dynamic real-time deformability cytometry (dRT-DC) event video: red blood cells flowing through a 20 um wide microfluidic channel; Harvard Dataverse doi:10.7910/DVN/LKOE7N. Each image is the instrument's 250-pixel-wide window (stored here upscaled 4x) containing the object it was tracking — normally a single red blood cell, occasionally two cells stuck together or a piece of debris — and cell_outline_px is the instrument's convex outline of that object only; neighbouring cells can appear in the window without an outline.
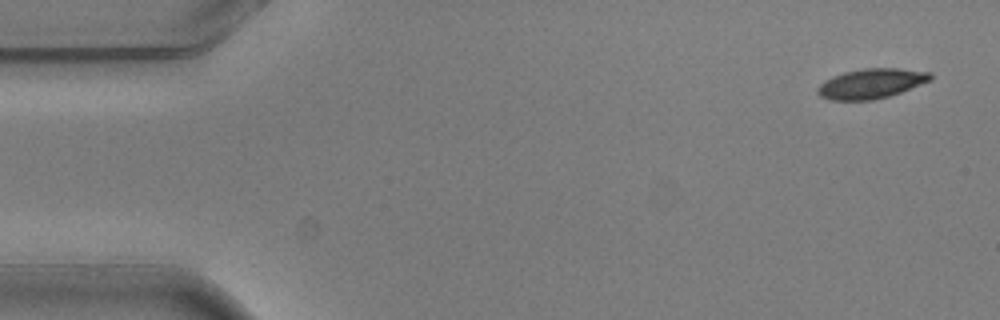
{"species": "common noctule bat (a hibernating species)", "species_latin": "Nyctalus noctula", "temperature_condition": "warm", "stored_images_in_passage": 5, "camera_frame_rate_fps": 3000, "um_per_image_px": 0.085, "animal": {"sex": "male", "body_mass_g": 20.5, "forearm_length_mm": 52.5}, "frame": {"image": 1, "passage_image": 1, "time_ms": 0.0, "image_size_px": [1000, 320], "cell_outline_px": [[932, 80], [900, 92], [888, 96], [872, 100], [832, 100], [820, 96], [816, 92], [816, 88], [824, 80], [832, 76], [844, 72], [864, 68], [896, 68], [932, 72]], "centroid_in_image_um": [74.04, 7.09], "position_along_channel_um": 11.0, "area_um2": 19.65}}
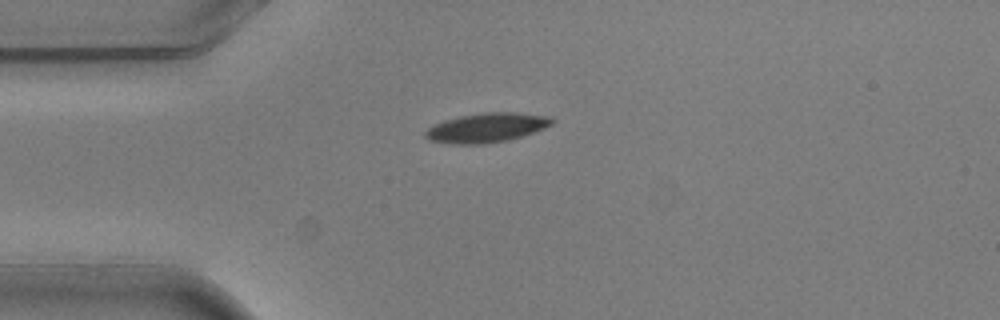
{"frame": {"image": 2, "passage_image": 4, "time_ms": 1.0, "image_size_px": [1000, 320], "cell_outline_px": [[556, 120], [552, 124], [544, 128], [508, 140], [480, 144], [456, 144], [428, 140], [424, 136], [424, 132], [432, 124], [444, 120], [460, 116], [484, 112], [516, 112], [552, 116]], "centroid_in_image_um": [41.36, 10.84], "position_along_channel_um": 43.6, "area_um2": 21.73}}